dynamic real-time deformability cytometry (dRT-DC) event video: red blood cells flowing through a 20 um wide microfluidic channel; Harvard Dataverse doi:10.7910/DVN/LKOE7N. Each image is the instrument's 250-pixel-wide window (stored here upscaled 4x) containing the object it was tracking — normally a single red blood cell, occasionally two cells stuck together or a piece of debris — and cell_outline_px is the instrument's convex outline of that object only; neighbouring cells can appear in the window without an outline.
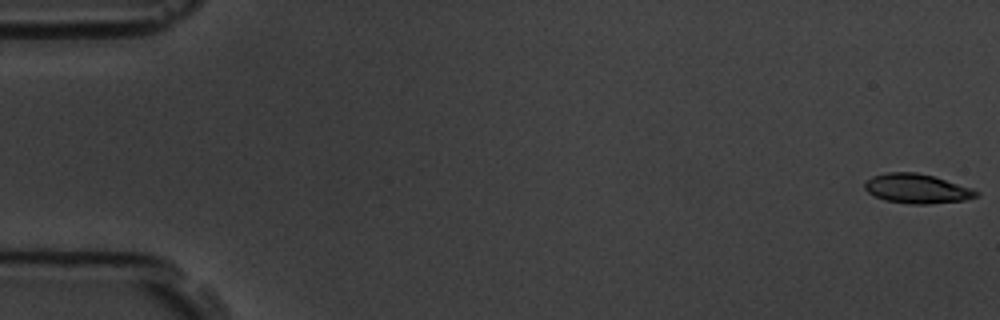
{"species": "common noctule bat (a hibernating species)", "species_latin": "Nyctalus noctula", "temperature_condition": "room temperature", "stored_images_in_passage": 6, "camera_frame_rate_fps": 3000, "um_per_image_px": 0.085, "animal": {"sex": "male", "body_mass_g": 19.5, "forearm_length_mm": 54.6}, "frame": {"image": 1, "passage_image": 1, "time_ms": 0.0, "image_size_px": [1000, 320], "cell_outline_px": [[980, 196], [964, 200], [928, 204], [912, 204], [884, 200], [868, 192], [864, 188], [864, 184], [872, 176], [888, 172], [916, 172], [932, 176], [972, 188], [980, 192]], "centroid_in_image_um": [77.95, 16.04], "position_along_channel_um": 7.0, "area_um2": 19.02}}
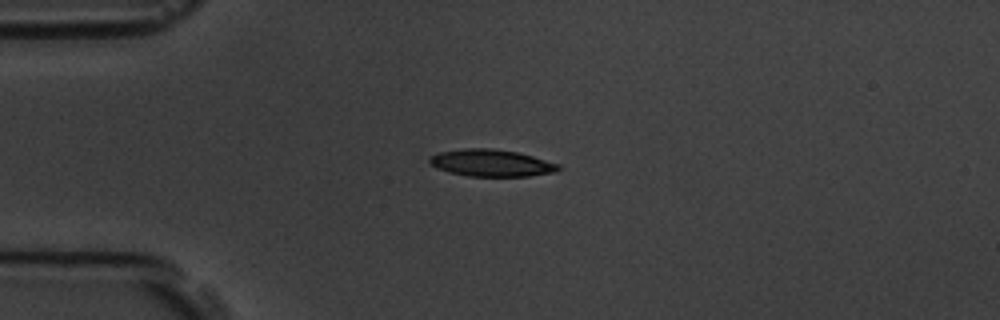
{"frame": {"image": 2, "passage_image": 4, "time_ms": 4.333, "image_size_px": [1000, 320], "cell_outline_px": [[560, 168], [556, 172], [528, 176], [468, 176], [448, 172], [436, 168], [428, 160], [432, 156], [440, 152], [464, 148], [492, 148], [516, 152], [532, 156], [560, 164]], "centroid_in_image_um": [41.77, 13.85], "position_along_channel_um": 43.2, "area_um2": 20.17}}
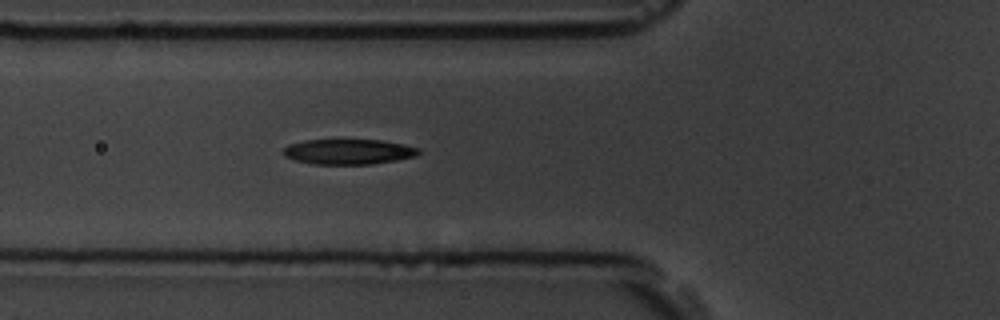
{"frame": {"image": 3, "passage_image": 6, "time_ms": 6.333, "image_size_px": [1000, 320], "cell_outline_px": [[420, 152], [416, 156], [396, 160], [372, 164], [312, 164], [296, 160], [284, 156], [280, 152], [288, 144], [304, 140], [380, 140], [404, 144], [420, 148]], "centroid_in_image_um": [29.6, 12.89], "position_along_channel_um": 96.2, "area_um2": 20.0}}